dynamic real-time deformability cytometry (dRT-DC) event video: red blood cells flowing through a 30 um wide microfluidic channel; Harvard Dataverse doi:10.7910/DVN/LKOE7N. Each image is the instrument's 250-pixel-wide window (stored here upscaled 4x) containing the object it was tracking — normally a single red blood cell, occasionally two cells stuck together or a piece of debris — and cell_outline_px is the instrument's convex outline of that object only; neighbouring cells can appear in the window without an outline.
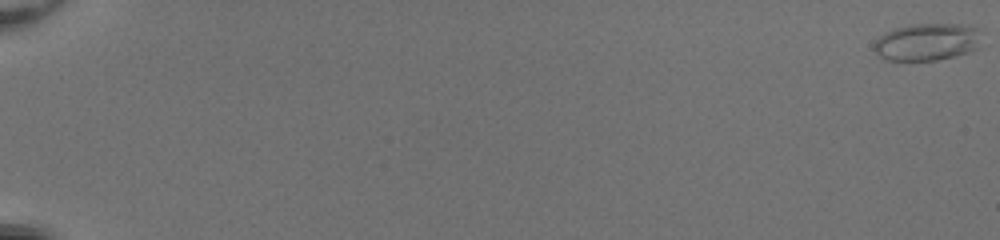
{"species": "common noctule bat (a hibernating species)", "species_latin": "Nyctalus noctula", "temperature_condition": "room temperature", "stored_images_in_passage": 54, "camera_frame_rate_fps": 3000, "um_per_image_px": 0.085, "animal": {"sex": "female", "body_mass_g": 20.0, "forearm_length_mm": 54.0}, "frame": {"image": 1, "passage_image": 1, "time_ms": 0.0, "image_size_px": [1000, 240], "cell_outline_px": [[980, 48], [956, 56], [936, 60], [884, 60], [872, 48], [876, 40], [884, 32], [896, 28], [912, 24], [960, 24], [980, 28]], "centroid_in_image_um": [78.82, 3.56], "position_along_channel_um": 6.2, "area_um2": 23.58}}
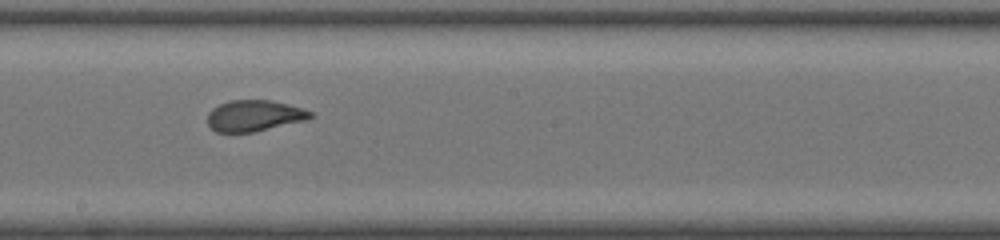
{"frame": {"image": 2, "passage_image": 34, "time_ms": 11.0, "image_size_px": [1000, 240], "cell_outline_px": [[316, 116], [308, 120], [252, 132], [216, 132], [208, 124], [208, 112], [212, 108], [220, 104], [232, 100], [272, 100], [288, 104], [312, 112]], "centroid_in_image_um": [21.64, 9.83], "position_along_channel_um": 226.6, "area_um2": 18.67}}
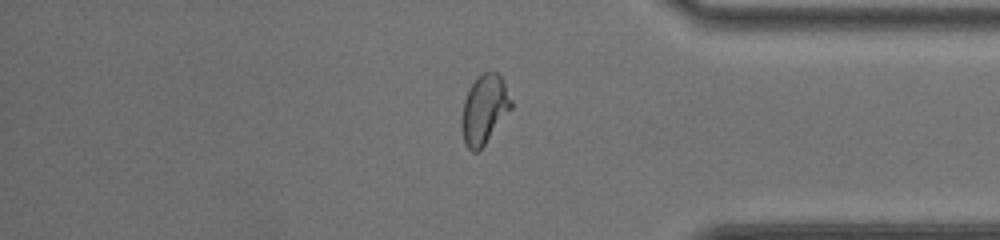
{"frame": {"image": 3, "passage_image": 47, "time_ms": 15.333, "image_size_px": [1000, 240], "cell_outline_px": [[512, 108], [484, 144], [476, 152], [472, 152], [464, 144], [460, 128], [460, 120], [464, 100], [468, 88], [476, 76], [484, 72], [496, 72], [504, 80], [512, 100]], "centroid_in_image_um": [41.13, 9.28], "position_along_channel_um": 394.1, "area_um2": 20.17}, "authors_computed_cell_mechanics": {"area_um2": 20.2011, "velocity_mm_per_s": 4.1203, "shape_relaxation_time_tau1_ms": 6.3635, "shape_relaxation_time_tau2_ms": 0.6251, "deformation_change_tau1": 0.1945, "deformation_change_tau2": 0.0588}}